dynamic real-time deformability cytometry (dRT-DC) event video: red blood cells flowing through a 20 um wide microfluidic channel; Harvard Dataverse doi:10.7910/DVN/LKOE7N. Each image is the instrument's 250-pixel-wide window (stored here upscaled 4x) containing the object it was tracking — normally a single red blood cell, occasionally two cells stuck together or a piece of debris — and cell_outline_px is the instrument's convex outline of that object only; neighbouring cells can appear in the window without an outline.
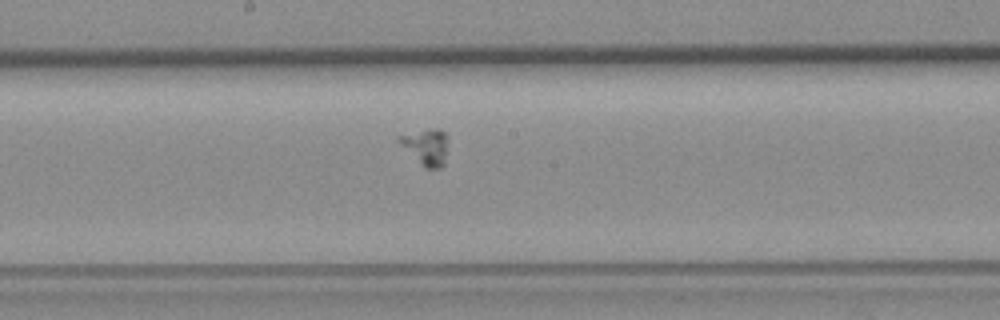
{"species": "common noctule bat (a hibernating species)", "species_latin": "Nyctalus noctula", "temperature_condition": "room temperature", "stored_images_in_passage": 33, "camera_frame_rate_fps": 3000, "um_per_image_px": 0.085, "animal": {"sex": "female", "body_mass_g": 19.3, "forearm_length_mm": 54.1}, "frame": {"image": 1, "passage_image": 17, "time_ms": 5.333, "image_size_px": [1000, 320], "cell_outline_px": [[444, 164], [440, 168], [424, 168], [396, 140], [396, 136], [428, 128], [440, 128], [444, 132]], "centroid_in_image_um": [36.14, 12.46], "position_along_channel_um": 212.1, "area_um2": 10.0}}